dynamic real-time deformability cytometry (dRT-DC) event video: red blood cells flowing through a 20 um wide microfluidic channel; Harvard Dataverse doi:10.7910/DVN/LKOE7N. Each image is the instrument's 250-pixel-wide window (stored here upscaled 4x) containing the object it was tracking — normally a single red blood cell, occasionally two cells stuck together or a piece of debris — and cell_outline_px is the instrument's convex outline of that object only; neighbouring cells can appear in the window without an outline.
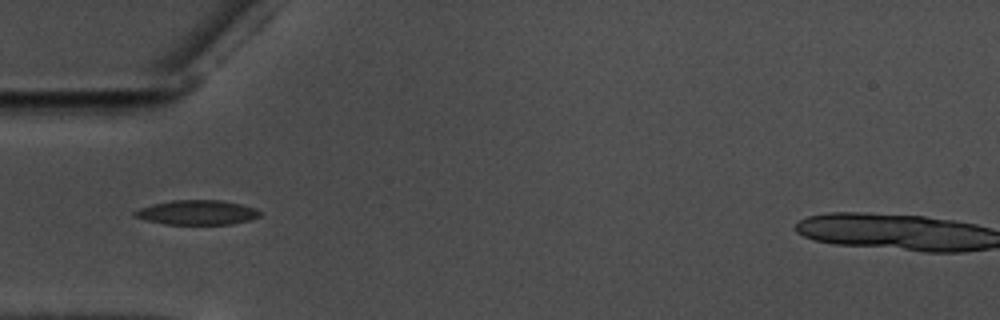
{"species": "common noctule bat (a hibernating species)", "species_latin": "Nyctalus noctula", "temperature_condition": "warm", "stored_images_in_passage": 41, "segment_of_instrument_passage": [1, 2], "camera_frame_rate_fps": 3000, "um_per_image_px": 0.085, "animal": {"sex": "male", "body_mass_g": 17.5, "forearm_length_mm": 52.3}, "frame": {"image": 1, "passage_image": 1, "time_ms": 0.0, "image_size_px": [1000, 320], "cell_outline_px": [[260, 216], [248, 220], [232, 224], [164, 224], [132, 216], [132, 212], [140, 208], [152, 204], [172, 200], [220, 200], [240, 204], [256, 208], [260, 212]], "centroid_in_image_um": [16.73, 18.05], "position_along_channel_um": 68.3, "area_um2": 17.86}}
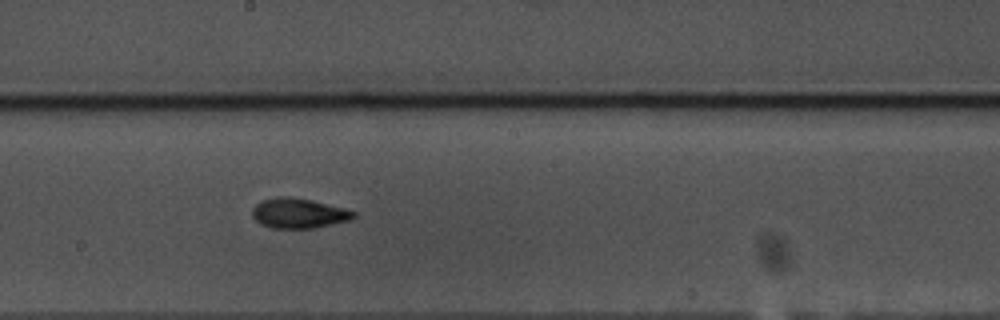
{"frame": {"image": 2, "passage_image": 14, "time_ms": 4.333, "image_size_px": [1000, 320], "cell_outline_px": [[356, 216], [348, 220], [312, 228], [272, 228], [260, 224], [252, 216], [252, 208], [260, 200], [276, 196], [288, 196], [312, 200], [344, 208], [356, 212]], "centroid_in_image_um": [25.33, 18.11], "position_along_channel_um": 222.9, "area_um2": 17.69}}
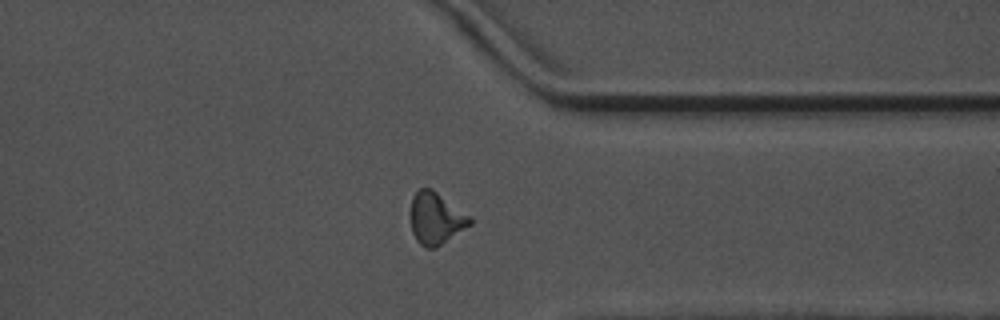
{"frame": {"image": 3, "passage_image": 27, "time_ms": 8.667, "image_size_px": [1000, 320], "cell_outline_px": [[472, 224], [436, 248], [424, 248], [416, 240], [412, 232], [412, 196], [420, 188], [432, 188], [472, 216]], "centroid_in_image_um": [37.09, 18.56], "position_along_channel_um": 374.3, "area_um2": 18.03}}